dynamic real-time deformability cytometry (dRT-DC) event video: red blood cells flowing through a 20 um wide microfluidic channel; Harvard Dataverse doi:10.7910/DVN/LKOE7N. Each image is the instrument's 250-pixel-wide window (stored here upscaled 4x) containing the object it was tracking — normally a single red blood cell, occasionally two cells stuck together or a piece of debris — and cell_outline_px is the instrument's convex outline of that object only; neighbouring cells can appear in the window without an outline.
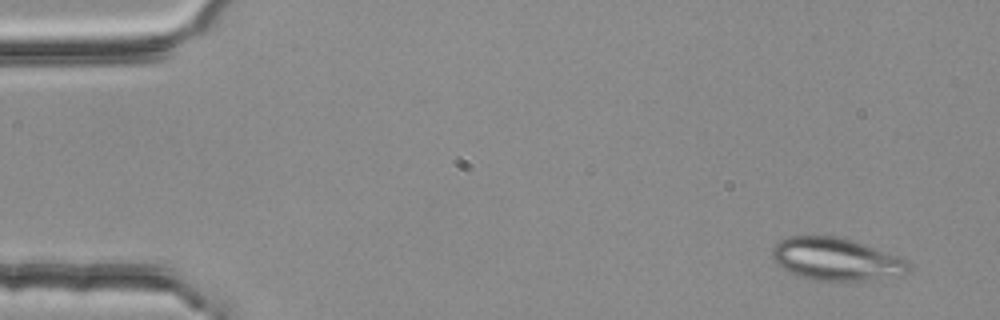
{"species": "common noctule bat (a hibernating species)", "species_latin": "Nyctalus noctula", "temperature_condition": "room temperature", "stored_images_in_passage": 3, "camera_frame_rate_fps": 3000, "um_per_image_px": 0.085, "animal": {"sex": "female", "body_mass_g": 25.1}, "frame": {"image": 1, "passage_image": 1, "time_ms": 0.0, "image_size_px": [1000, 320], "cell_outline_px": [[908, 272], [904, 276], [860, 280], [820, 280], [804, 276], [792, 272], [776, 264], [772, 260], [772, 248], [780, 240], [792, 236], [836, 236], [852, 240], [896, 256], [904, 260], [908, 264]], "centroid_in_image_um": [71.05, 22.02], "position_along_channel_um": 14.0, "area_um2": 33.06}}